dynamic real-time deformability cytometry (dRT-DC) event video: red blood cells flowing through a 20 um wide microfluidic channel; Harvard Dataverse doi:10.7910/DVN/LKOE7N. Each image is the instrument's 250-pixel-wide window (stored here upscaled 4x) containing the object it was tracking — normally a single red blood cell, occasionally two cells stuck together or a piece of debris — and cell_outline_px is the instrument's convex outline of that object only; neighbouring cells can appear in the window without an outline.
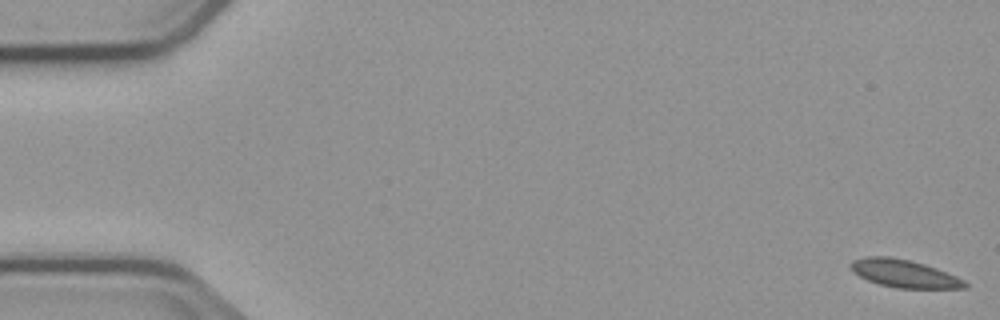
{"species": "common noctule bat (a hibernating species)", "species_latin": "Nyctalus noctula", "temperature_condition": "cold", "stored_images_in_passage": 5, "camera_frame_rate_fps": 3000, "um_per_image_px": 0.085, "animal": {"sex": "male", "body_mass_g": 23.1, "forearm_length_mm": 52.7}, "frame": {"image": 1, "passage_image": 1, "time_ms": 0.0, "image_size_px": [1000, 320], "cell_outline_px": [[968, 288], [896, 288], [880, 284], [868, 280], [852, 272], [848, 264], [852, 260], [864, 256], [888, 256], [908, 260], [924, 264], [936, 268], [956, 276], [964, 280], [968, 284]], "centroid_in_image_um": [76.81, 23.24], "position_along_channel_um": 8.2, "area_um2": 18.5}}